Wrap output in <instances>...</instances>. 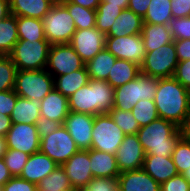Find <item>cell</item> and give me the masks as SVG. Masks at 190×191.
<instances>
[{
	"mask_svg": "<svg viewBox=\"0 0 190 191\" xmlns=\"http://www.w3.org/2000/svg\"><path fill=\"white\" fill-rule=\"evenodd\" d=\"M158 117L174 123L183 129L190 112V90L174 77L158 79L154 97Z\"/></svg>",
	"mask_w": 190,
	"mask_h": 191,
	"instance_id": "obj_1",
	"label": "cell"
},
{
	"mask_svg": "<svg viewBox=\"0 0 190 191\" xmlns=\"http://www.w3.org/2000/svg\"><path fill=\"white\" fill-rule=\"evenodd\" d=\"M71 112L98 115L108 113L114 104V88L103 80L90 79L68 97Z\"/></svg>",
	"mask_w": 190,
	"mask_h": 191,
	"instance_id": "obj_2",
	"label": "cell"
},
{
	"mask_svg": "<svg viewBox=\"0 0 190 191\" xmlns=\"http://www.w3.org/2000/svg\"><path fill=\"white\" fill-rule=\"evenodd\" d=\"M183 129L174 123L158 117L137 132L139 142L146 154L171 157Z\"/></svg>",
	"mask_w": 190,
	"mask_h": 191,
	"instance_id": "obj_3",
	"label": "cell"
},
{
	"mask_svg": "<svg viewBox=\"0 0 190 191\" xmlns=\"http://www.w3.org/2000/svg\"><path fill=\"white\" fill-rule=\"evenodd\" d=\"M158 87V78L140 72L135 80L114 89L112 109L131 111L140 100H154Z\"/></svg>",
	"mask_w": 190,
	"mask_h": 191,
	"instance_id": "obj_4",
	"label": "cell"
},
{
	"mask_svg": "<svg viewBox=\"0 0 190 191\" xmlns=\"http://www.w3.org/2000/svg\"><path fill=\"white\" fill-rule=\"evenodd\" d=\"M50 46L46 38L34 42L19 39L8 56L17 70L46 69Z\"/></svg>",
	"mask_w": 190,
	"mask_h": 191,
	"instance_id": "obj_5",
	"label": "cell"
},
{
	"mask_svg": "<svg viewBox=\"0 0 190 191\" xmlns=\"http://www.w3.org/2000/svg\"><path fill=\"white\" fill-rule=\"evenodd\" d=\"M44 36L52 44L70 43L76 27L68 9L62 4H53L42 18Z\"/></svg>",
	"mask_w": 190,
	"mask_h": 191,
	"instance_id": "obj_6",
	"label": "cell"
},
{
	"mask_svg": "<svg viewBox=\"0 0 190 191\" xmlns=\"http://www.w3.org/2000/svg\"><path fill=\"white\" fill-rule=\"evenodd\" d=\"M54 88V77L46 70H17L14 91L20 97L41 101Z\"/></svg>",
	"mask_w": 190,
	"mask_h": 191,
	"instance_id": "obj_7",
	"label": "cell"
},
{
	"mask_svg": "<svg viewBox=\"0 0 190 191\" xmlns=\"http://www.w3.org/2000/svg\"><path fill=\"white\" fill-rule=\"evenodd\" d=\"M125 134L109 113L94 116L91 149L116 155Z\"/></svg>",
	"mask_w": 190,
	"mask_h": 191,
	"instance_id": "obj_8",
	"label": "cell"
},
{
	"mask_svg": "<svg viewBox=\"0 0 190 191\" xmlns=\"http://www.w3.org/2000/svg\"><path fill=\"white\" fill-rule=\"evenodd\" d=\"M178 58L174 41L146 53L140 72L155 78L174 77Z\"/></svg>",
	"mask_w": 190,
	"mask_h": 191,
	"instance_id": "obj_9",
	"label": "cell"
},
{
	"mask_svg": "<svg viewBox=\"0 0 190 191\" xmlns=\"http://www.w3.org/2000/svg\"><path fill=\"white\" fill-rule=\"evenodd\" d=\"M80 149L68 133L64 125L40 139V152L49 156L59 166H62Z\"/></svg>",
	"mask_w": 190,
	"mask_h": 191,
	"instance_id": "obj_10",
	"label": "cell"
},
{
	"mask_svg": "<svg viewBox=\"0 0 190 191\" xmlns=\"http://www.w3.org/2000/svg\"><path fill=\"white\" fill-rule=\"evenodd\" d=\"M84 66L85 63L69 43L50 46L46 70L53 77L78 71Z\"/></svg>",
	"mask_w": 190,
	"mask_h": 191,
	"instance_id": "obj_11",
	"label": "cell"
},
{
	"mask_svg": "<svg viewBox=\"0 0 190 191\" xmlns=\"http://www.w3.org/2000/svg\"><path fill=\"white\" fill-rule=\"evenodd\" d=\"M105 48L117 59L128 60L141 65L146 50L141 34L113 37H105Z\"/></svg>",
	"mask_w": 190,
	"mask_h": 191,
	"instance_id": "obj_12",
	"label": "cell"
},
{
	"mask_svg": "<svg viewBox=\"0 0 190 191\" xmlns=\"http://www.w3.org/2000/svg\"><path fill=\"white\" fill-rule=\"evenodd\" d=\"M7 148L29 155L39 152L40 138L35 124L12 123L6 136Z\"/></svg>",
	"mask_w": 190,
	"mask_h": 191,
	"instance_id": "obj_13",
	"label": "cell"
},
{
	"mask_svg": "<svg viewBox=\"0 0 190 191\" xmlns=\"http://www.w3.org/2000/svg\"><path fill=\"white\" fill-rule=\"evenodd\" d=\"M105 37V34L95 27L80 29L73 34L69 44L86 64L105 48Z\"/></svg>",
	"mask_w": 190,
	"mask_h": 191,
	"instance_id": "obj_14",
	"label": "cell"
},
{
	"mask_svg": "<svg viewBox=\"0 0 190 191\" xmlns=\"http://www.w3.org/2000/svg\"><path fill=\"white\" fill-rule=\"evenodd\" d=\"M145 154L137 134L125 135L115 155L120 173L141 169Z\"/></svg>",
	"mask_w": 190,
	"mask_h": 191,
	"instance_id": "obj_15",
	"label": "cell"
},
{
	"mask_svg": "<svg viewBox=\"0 0 190 191\" xmlns=\"http://www.w3.org/2000/svg\"><path fill=\"white\" fill-rule=\"evenodd\" d=\"M94 116L85 113L69 112L63 125L80 150H90Z\"/></svg>",
	"mask_w": 190,
	"mask_h": 191,
	"instance_id": "obj_16",
	"label": "cell"
},
{
	"mask_svg": "<svg viewBox=\"0 0 190 191\" xmlns=\"http://www.w3.org/2000/svg\"><path fill=\"white\" fill-rule=\"evenodd\" d=\"M89 150H79L63 165L67 177L74 189L85 187L93 178L91 173Z\"/></svg>",
	"mask_w": 190,
	"mask_h": 191,
	"instance_id": "obj_17",
	"label": "cell"
},
{
	"mask_svg": "<svg viewBox=\"0 0 190 191\" xmlns=\"http://www.w3.org/2000/svg\"><path fill=\"white\" fill-rule=\"evenodd\" d=\"M58 166L49 156L39 151L29 156L19 177L37 185Z\"/></svg>",
	"mask_w": 190,
	"mask_h": 191,
	"instance_id": "obj_18",
	"label": "cell"
},
{
	"mask_svg": "<svg viewBox=\"0 0 190 191\" xmlns=\"http://www.w3.org/2000/svg\"><path fill=\"white\" fill-rule=\"evenodd\" d=\"M69 112L68 97L55 88L40 101V115L61 125H63Z\"/></svg>",
	"mask_w": 190,
	"mask_h": 191,
	"instance_id": "obj_19",
	"label": "cell"
},
{
	"mask_svg": "<svg viewBox=\"0 0 190 191\" xmlns=\"http://www.w3.org/2000/svg\"><path fill=\"white\" fill-rule=\"evenodd\" d=\"M119 191H160L161 184L148 175L143 168L125 171L118 175Z\"/></svg>",
	"mask_w": 190,
	"mask_h": 191,
	"instance_id": "obj_20",
	"label": "cell"
},
{
	"mask_svg": "<svg viewBox=\"0 0 190 191\" xmlns=\"http://www.w3.org/2000/svg\"><path fill=\"white\" fill-rule=\"evenodd\" d=\"M143 170L156 182L162 184L178 174L172 157L145 154Z\"/></svg>",
	"mask_w": 190,
	"mask_h": 191,
	"instance_id": "obj_21",
	"label": "cell"
},
{
	"mask_svg": "<svg viewBox=\"0 0 190 191\" xmlns=\"http://www.w3.org/2000/svg\"><path fill=\"white\" fill-rule=\"evenodd\" d=\"M143 18L129 8L123 9L105 36L121 37L141 34Z\"/></svg>",
	"mask_w": 190,
	"mask_h": 191,
	"instance_id": "obj_22",
	"label": "cell"
},
{
	"mask_svg": "<svg viewBox=\"0 0 190 191\" xmlns=\"http://www.w3.org/2000/svg\"><path fill=\"white\" fill-rule=\"evenodd\" d=\"M89 158L93 178L118 177L120 174L115 155L95 149H90Z\"/></svg>",
	"mask_w": 190,
	"mask_h": 191,
	"instance_id": "obj_23",
	"label": "cell"
},
{
	"mask_svg": "<svg viewBox=\"0 0 190 191\" xmlns=\"http://www.w3.org/2000/svg\"><path fill=\"white\" fill-rule=\"evenodd\" d=\"M12 15L42 19L54 4L51 0H9Z\"/></svg>",
	"mask_w": 190,
	"mask_h": 191,
	"instance_id": "obj_24",
	"label": "cell"
},
{
	"mask_svg": "<svg viewBox=\"0 0 190 191\" xmlns=\"http://www.w3.org/2000/svg\"><path fill=\"white\" fill-rule=\"evenodd\" d=\"M146 52L173 42L168 25L143 23L141 32Z\"/></svg>",
	"mask_w": 190,
	"mask_h": 191,
	"instance_id": "obj_25",
	"label": "cell"
},
{
	"mask_svg": "<svg viewBox=\"0 0 190 191\" xmlns=\"http://www.w3.org/2000/svg\"><path fill=\"white\" fill-rule=\"evenodd\" d=\"M140 74V65L123 59H116L107 78V82L115 89L124 85Z\"/></svg>",
	"mask_w": 190,
	"mask_h": 191,
	"instance_id": "obj_26",
	"label": "cell"
},
{
	"mask_svg": "<svg viewBox=\"0 0 190 191\" xmlns=\"http://www.w3.org/2000/svg\"><path fill=\"white\" fill-rule=\"evenodd\" d=\"M86 66L78 71L54 77V88L69 97L89 82Z\"/></svg>",
	"mask_w": 190,
	"mask_h": 191,
	"instance_id": "obj_27",
	"label": "cell"
},
{
	"mask_svg": "<svg viewBox=\"0 0 190 191\" xmlns=\"http://www.w3.org/2000/svg\"><path fill=\"white\" fill-rule=\"evenodd\" d=\"M116 57L106 48L98 52L85 66L89 74V79L107 81Z\"/></svg>",
	"mask_w": 190,
	"mask_h": 191,
	"instance_id": "obj_28",
	"label": "cell"
},
{
	"mask_svg": "<svg viewBox=\"0 0 190 191\" xmlns=\"http://www.w3.org/2000/svg\"><path fill=\"white\" fill-rule=\"evenodd\" d=\"M40 116V101L18 96L10 118L12 123L36 124Z\"/></svg>",
	"mask_w": 190,
	"mask_h": 191,
	"instance_id": "obj_29",
	"label": "cell"
},
{
	"mask_svg": "<svg viewBox=\"0 0 190 191\" xmlns=\"http://www.w3.org/2000/svg\"><path fill=\"white\" fill-rule=\"evenodd\" d=\"M18 40L17 16L10 14L0 20V55H9Z\"/></svg>",
	"mask_w": 190,
	"mask_h": 191,
	"instance_id": "obj_30",
	"label": "cell"
},
{
	"mask_svg": "<svg viewBox=\"0 0 190 191\" xmlns=\"http://www.w3.org/2000/svg\"><path fill=\"white\" fill-rule=\"evenodd\" d=\"M17 32L19 39L29 40V42L45 39L42 19L17 16Z\"/></svg>",
	"mask_w": 190,
	"mask_h": 191,
	"instance_id": "obj_31",
	"label": "cell"
},
{
	"mask_svg": "<svg viewBox=\"0 0 190 191\" xmlns=\"http://www.w3.org/2000/svg\"><path fill=\"white\" fill-rule=\"evenodd\" d=\"M172 18L171 0H151L143 23L168 25Z\"/></svg>",
	"mask_w": 190,
	"mask_h": 191,
	"instance_id": "obj_32",
	"label": "cell"
},
{
	"mask_svg": "<svg viewBox=\"0 0 190 191\" xmlns=\"http://www.w3.org/2000/svg\"><path fill=\"white\" fill-rule=\"evenodd\" d=\"M73 189L62 166L55 168L37 184V191H68Z\"/></svg>",
	"mask_w": 190,
	"mask_h": 191,
	"instance_id": "obj_33",
	"label": "cell"
},
{
	"mask_svg": "<svg viewBox=\"0 0 190 191\" xmlns=\"http://www.w3.org/2000/svg\"><path fill=\"white\" fill-rule=\"evenodd\" d=\"M62 4L68 9L77 30L95 27L96 10L84 8L69 1H64Z\"/></svg>",
	"mask_w": 190,
	"mask_h": 191,
	"instance_id": "obj_34",
	"label": "cell"
},
{
	"mask_svg": "<svg viewBox=\"0 0 190 191\" xmlns=\"http://www.w3.org/2000/svg\"><path fill=\"white\" fill-rule=\"evenodd\" d=\"M122 11L121 7L109 5V3L101 0L96 9L95 28L106 34Z\"/></svg>",
	"mask_w": 190,
	"mask_h": 191,
	"instance_id": "obj_35",
	"label": "cell"
},
{
	"mask_svg": "<svg viewBox=\"0 0 190 191\" xmlns=\"http://www.w3.org/2000/svg\"><path fill=\"white\" fill-rule=\"evenodd\" d=\"M172 159L178 174H183L190 167V138L183 135L177 142Z\"/></svg>",
	"mask_w": 190,
	"mask_h": 191,
	"instance_id": "obj_36",
	"label": "cell"
},
{
	"mask_svg": "<svg viewBox=\"0 0 190 191\" xmlns=\"http://www.w3.org/2000/svg\"><path fill=\"white\" fill-rule=\"evenodd\" d=\"M140 127L146 126L158 118L154 100H140L131 110Z\"/></svg>",
	"mask_w": 190,
	"mask_h": 191,
	"instance_id": "obj_37",
	"label": "cell"
},
{
	"mask_svg": "<svg viewBox=\"0 0 190 191\" xmlns=\"http://www.w3.org/2000/svg\"><path fill=\"white\" fill-rule=\"evenodd\" d=\"M16 72L11 58L8 55H0V92L14 89Z\"/></svg>",
	"mask_w": 190,
	"mask_h": 191,
	"instance_id": "obj_38",
	"label": "cell"
},
{
	"mask_svg": "<svg viewBox=\"0 0 190 191\" xmlns=\"http://www.w3.org/2000/svg\"><path fill=\"white\" fill-rule=\"evenodd\" d=\"M108 113L116 125L119 126L121 130H123L125 135L137 134L138 130L140 129V125L134 118L131 111L111 109Z\"/></svg>",
	"mask_w": 190,
	"mask_h": 191,
	"instance_id": "obj_39",
	"label": "cell"
},
{
	"mask_svg": "<svg viewBox=\"0 0 190 191\" xmlns=\"http://www.w3.org/2000/svg\"><path fill=\"white\" fill-rule=\"evenodd\" d=\"M29 156L22 151L7 148L3 159L12 177L20 176Z\"/></svg>",
	"mask_w": 190,
	"mask_h": 191,
	"instance_id": "obj_40",
	"label": "cell"
},
{
	"mask_svg": "<svg viewBox=\"0 0 190 191\" xmlns=\"http://www.w3.org/2000/svg\"><path fill=\"white\" fill-rule=\"evenodd\" d=\"M168 27L173 40L190 39V16L172 18Z\"/></svg>",
	"mask_w": 190,
	"mask_h": 191,
	"instance_id": "obj_41",
	"label": "cell"
},
{
	"mask_svg": "<svg viewBox=\"0 0 190 191\" xmlns=\"http://www.w3.org/2000/svg\"><path fill=\"white\" fill-rule=\"evenodd\" d=\"M91 191H119L118 177H94L86 185Z\"/></svg>",
	"mask_w": 190,
	"mask_h": 191,
	"instance_id": "obj_42",
	"label": "cell"
},
{
	"mask_svg": "<svg viewBox=\"0 0 190 191\" xmlns=\"http://www.w3.org/2000/svg\"><path fill=\"white\" fill-rule=\"evenodd\" d=\"M160 191H190V182L183 174H177L163 182Z\"/></svg>",
	"mask_w": 190,
	"mask_h": 191,
	"instance_id": "obj_43",
	"label": "cell"
},
{
	"mask_svg": "<svg viewBox=\"0 0 190 191\" xmlns=\"http://www.w3.org/2000/svg\"><path fill=\"white\" fill-rule=\"evenodd\" d=\"M2 191H37V185L15 176L2 186Z\"/></svg>",
	"mask_w": 190,
	"mask_h": 191,
	"instance_id": "obj_44",
	"label": "cell"
},
{
	"mask_svg": "<svg viewBox=\"0 0 190 191\" xmlns=\"http://www.w3.org/2000/svg\"><path fill=\"white\" fill-rule=\"evenodd\" d=\"M17 98L18 95L14 89L0 92V113L10 116Z\"/></svg>",
	"mask_w": 190,
	"mask_h": 191,
	"instance_id": "obj_45",
	"label": "cell"
},
{
	"mask_svg": "<svg viewBox=\"0 0 190 191\" xmlns=\"http://www.w3.org/2000/svg\"><path fill=\"white\" fill-rule=\"evenodd\" d=\"M174 78L190 90V59L178 62Z\"/></svg>",
	"mask_w": 190,
	"mask_h": 191,
	"instance_id": "obj_46",
	"label": "cell"
},
{
	"mask_svg": "<svg viewBox=\"0 0 190 191\" xmlns=\"http://www.w3.org/2000/svg\"><path fill=\"white\" fill-rule=\"evenodd\" d=\"M35 125L38 131V136L40 139H42L43 137H46L50 133L54 132L61 124L56 121L49 120L46 117L40 116Z\"/></svg>",
	"mask_w": 190,
	"mask_h": 191,
	"instance_id": "obj_47",
	"label": "cell"
},
{
	"mask_svg": "<svg viewBox=\"0 0 190 191\" xmlns=\"http://www.w3.org/2000/svg\"><path fill=\"white\" fill-rule=\"evenodd\" d=\"M173 18L190 16V0H171Z\"/></svg>",
	"mask_w": 190,
	"mask_h": 191,
	"instance_id": "obj_48",
	"label": "cell"
},
{
	"mask_svg": "<svg viewBox=\"0 0 190 191\" xmlns=\"http://www.w3.org/2000/svg\"><path fill=\"white\" fill-rule=\"evenodd\" d=\"M178 62L190 59V39L174 40Z\"/></svg>",
	"mask_w": 190,
	"mask_h": 191,
	"instance_id": "obj_49",
	"label": "cell"
},
{
	"mask_svg": "<svg viewBox=\"0 0 190 191\" xmlns=\"http://www.w3.org/2000/svg\"><path fill=\"white\" fill-rule=\"evenodd\" d=\"M150 2L151 0H129L128 8L143 18Z\"/></svg>",
	"mask_w": 190,
	"mask_h": 191,
	"instance_id": "obj_50",
	"label": "cell"
},
{
	"mask_svg": "<svg viewBox=\"0 0 190 191\" xmlns=\"http://www.w3.org/2000/svg\"><path fill=\"white\" fill-rule=\"evenodd\" d=\"M11 125L12 121L10 116L0 113V136L5 137Z\"/></svg>",
	"mask_w": 190,
	"mask_h": 191,
	"instance_id": "obj_51",
	"label": "cell"
},
{
	"mask_svg": "<svg viewBox=\"0 0 190 191\" xmlns=\"http://www.w3.org/2000/svg\"><path fill=\"white\" fill-rule=\"evenodd\" d=\"M12 178L4 159H0V186H3Z\"/></svg>",
	"mask_w": 190,
	"mask_h": 191,
	"instance_id": "obj_52",
	"label": "cell"
},
{
	"mask_svg": "<svg viewBox=\"0 0 190 191\" xmlns=\"http://www.w3.org/2000/svg\"><path fill=\"white\" fill-rule=\"evenodd\" d=\"M76 5L83 6L84 8L96 10L101 0H65Z\"/></svg>",
	"mask_w": 190,
	"mask_h": 191,
	"instance_id": "obj_53",
	"label": "cell"
},
{
	"mask_svg": "<svg viewBox=\"0 0 190 191\" xmlns=\"http://www.w3.org/2000/svg\"><path fill=\"white\" fill-rule=\"evenodd\" d=\"M11 14L9 0H0V20Z\"/></svg>",
	"mask_w": 190,
	"mask_h": 191,
	"instance_id": "obj_54",
	"label": "cell"
},
{
	"mask_svg": "<svg viewBox=\"0 0 190 191\" xmlns=\"http://www.w3.org/2000/svg\"><path fill=\"white\" fill-rule=\"evenodd\" d=\"M105 2L109 3V5L118 6L122 9H127L129 0H104Z\"/></svg>",
	"mask_w": 190,
	"mask_h": 191,
	"instance_id": "obj_55",
	"label": "cell"
},
{
	"mask_svg": "<svg viewBox=\"0 0 190 191\" xmlns=\"http://www.w3.org/2000/svg\"><path fill=\"white\" fill-rule=\"evenodd\" d=\"M7 151L6 138L0 136V159H2Z\"/></svg>",
	"mask_w": 190,
	"mask_h": 191,
	"instance_id": "obj_56",
	"label": "cell"
},
{
	"mask_svg": "<svg viewBox=\"0 0 190 191\" xmlns=\"http://www.w3.org/2000/svg\"><path fill=\"white\" fill-rule=\"evenodd\" d=\"M183 134H184L186 137H189V138H190V112H189L188 121H187L185 127L183 128Z\"/></svg>",
	"mask_w": 190,
	"mask_h": 191,
	"instance_id": "obj_57",
	"label": "cell"
},
{
	"mask_svg": "<svg viewBox=\"0 0 190 191\" xmlns=\"http://www.w3.org/2000/svg\"><path fill=\"white\" fill-rule=\"evenodd\" d=\"M183 176L190 182V167L183 173Z\"/></svg>",
	"mask_w": 190,
	"mask_h": 191,
	"instance_id": "obj_58",
	"label": "cell"
},
{
	"mask_svg": "<svg viewBox=\"0 0 190 191\" xmlns=\"http://www.w3.org/2000/svg\"><path fill=\"white\" fill-rule=\"evenodd\" d=\"M77 191H91L87 186L77 188Z\"/></svg>",
	"mask_w": 190,
	"mask_h": 191,
	"instance_id": "obj_59",
	"label": "cell"
},
{
	"mask_svg": "<svg viewBox=\"0 0 190 191\" xmlns=\"http://www.w3.org/2000/svg\"><path fill=\"white\" fill-rule=\"evenodd\" d=\"M54 4L63 3L65 0H51Z\"/></svg>",
	"mask_w": 190,
	"mask_h": 191,
	"instance_id": "obj_60",
	"label": "cell"
},
{
	"mask_svg": "<svg viewBox=\"0 0 190 191\" xmlns=\"http://www.w3.org/2000/svg\"><path fill=\"white\" fill-rule=\"evenodd\" d=\"M68 191H77V189H74V188H73V189H70V190H68Z\"/></svg>",
	"mask_w": 190,
	"mask_h": 191,
	"instance_id": "obj_61",
	"label": "cell"
}]
</instances>
